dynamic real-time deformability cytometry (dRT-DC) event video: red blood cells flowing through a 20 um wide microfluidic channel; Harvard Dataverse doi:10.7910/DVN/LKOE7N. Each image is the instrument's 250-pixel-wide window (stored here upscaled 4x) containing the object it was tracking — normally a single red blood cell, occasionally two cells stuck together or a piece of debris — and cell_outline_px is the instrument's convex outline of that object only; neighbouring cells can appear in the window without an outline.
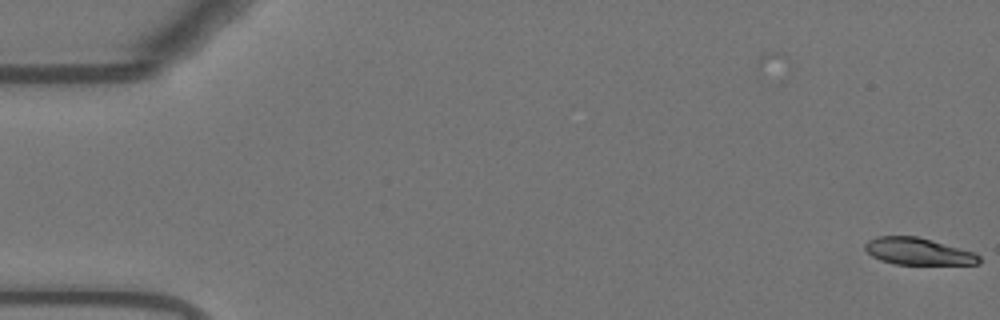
{"species": "Egyptian fruit bat (a non-hibernating species)", "species_latin": "Rousettus aegyptiacus", "temperature_condition": "warm", "stored_images_in_passage": 16, "camera_frame_rate_fps": 3000, "um_per_image_px": 0.085, "animal": {"sex": "female"}, "frame": {"image": 1, "passage_image": 1, "time_ms": 0.0, "image_size_px": [1000, 320], "cell_outline_px": [[980, 264], [892, 264], [880, 260], [872, 256], [864, 248], [864, 244], [868, 240], [876, 236], [916, 236], [932, 240], [976, 252], [980, 256]], "centroid_in_image_um": [78.04, 21.36], "position_along_channel_um": 7.0, "area_um2": 18.03}}